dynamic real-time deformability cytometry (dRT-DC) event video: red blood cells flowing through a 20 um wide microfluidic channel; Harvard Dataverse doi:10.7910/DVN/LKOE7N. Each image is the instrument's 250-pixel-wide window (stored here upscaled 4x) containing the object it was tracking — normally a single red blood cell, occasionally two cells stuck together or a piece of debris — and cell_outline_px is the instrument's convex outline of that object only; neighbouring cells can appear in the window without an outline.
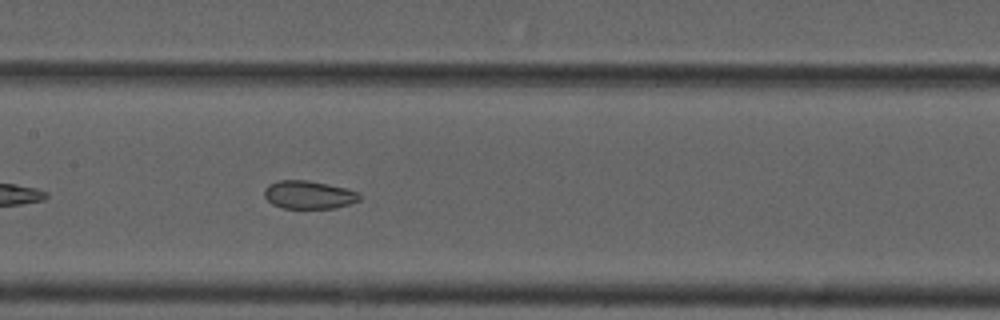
{"species": "common noctule bat (a hibernating species)", "species_latin": "Nyctalus noctula", "temperature_condition": "cold", "stored_images_in_passage": 34, "camera_frame_rate_fps": 3000, "um_per_image_px": 0.085, "animal": {"sex": "male", "forearm_length_mm": 52.5}, "frame": {"image": 1, "passage_image": 12, "time_ms": 3.667, "image_size_px": [1000, 320], "cell_outline_px": [[360, 200], [336, 208], [284, 208], [272, 204], [264, 196], [264, 188], [268, 184], [276, 180], [308, 180], [328, 184], [360, 192]], "centroid_in_image_um": [26.22, 16.55], "position_along_channel_um": 181.2, "area_um2": 15.66}}
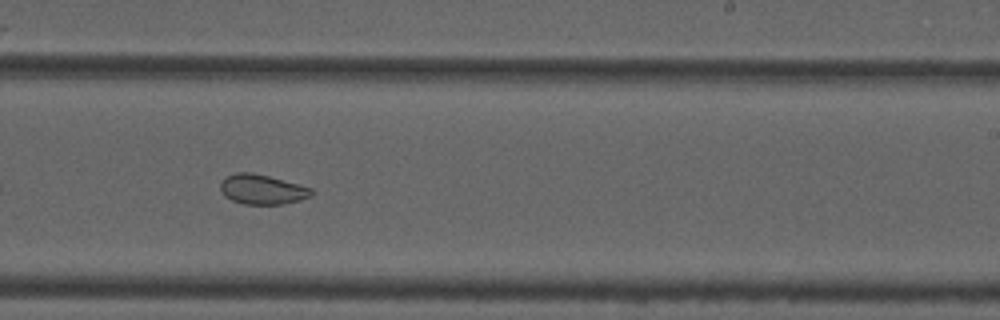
{"frame": {"image": 2, "passage_image": 19, "time_ms": 6.0, "image_size_px": [1000, 320], "cell_outline_px": [[312, 196], [300, 200], [284, 204], [244, 204], [232, 200], [224, 196], [220, 188], [220, 184], [228, 176], [236, 172], [252, 172], [268, 176], [312, 188]], "centroid_in_image_um": [22.29, 16.11], "position_along_channel_um": 266.7, "area_um2": 15.66}}
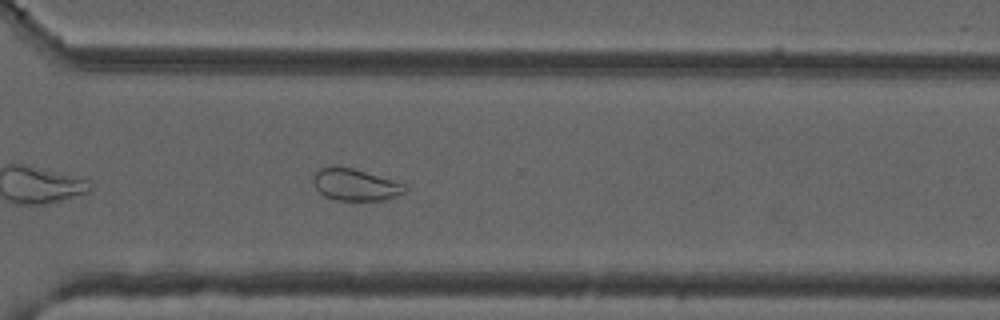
{"frame": {"image": 3, "passage_image": 25, "time_ms": 8.0, "image_size_px": [1000, 320], "cell_outline_px": [[408, 188], [404, 192], [396, 196], [384, 200], [336, 200], [324, 196], [316, 188], [312, 180], [312, 176], [320, 168], [352, 168], [392, 180], [404, 184]], "centroid_in_image_um": [30.19, 15.73], "position_along_channel_um": 340.4, "area_um2": 16.59}, "authors_computed_cell_mechanics": {"area_um2": 16.5886, "velocity_mm_per_s": 3.6843, "shape_relaxation_time_tau1_ms": null, "shape_relaxation_time_tau2_ms": 1.9683, "deformation_change_tau1": null, "deformation_change_tau2": 0.0531}}